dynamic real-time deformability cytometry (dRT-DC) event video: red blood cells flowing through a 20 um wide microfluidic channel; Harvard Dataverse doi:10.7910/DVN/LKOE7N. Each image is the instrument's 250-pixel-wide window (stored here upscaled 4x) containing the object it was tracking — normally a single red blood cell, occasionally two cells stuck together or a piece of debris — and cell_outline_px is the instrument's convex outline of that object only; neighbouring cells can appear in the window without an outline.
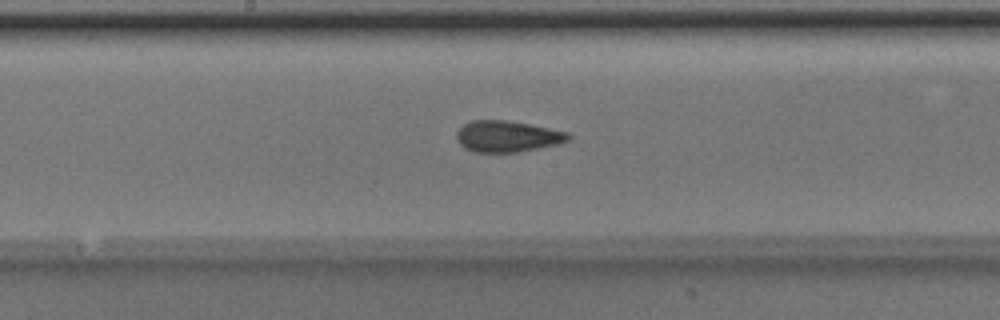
{"species": "Egyptian fruit bat (a non-hibernating species)", "species_latin": "Rousettus aegyptiacus", "temperature_condition": "room temperature", "stored_images_in_passage": 34, "camera_frame_rate_fps": 3000, "um_per_image_px": 0.085, "animal": {"sex": "male"}, "frame": {"image": 1, "passage_image": 16, "time_ms": 5.0, "image_size_px": [1000, 320], "cell_outline_px": [[572, 136], [568, 140], [560, 144], [516, 152], [476, 152], [464, 148], [456, 140], [456, 132], [464, 124], [472, 120], [504, 120], [528, 124], [568, 132]], "centroid_in_image_um": [43.11, 11.59], "position_along_channel_um": 205.1, "area_um2": 20.29}}
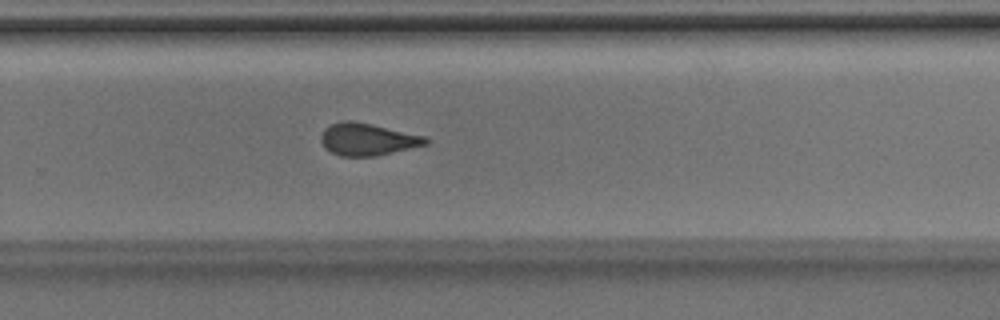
{"frame": {"image": 2, "passage_image": 23, "time_ms": 7.333, "image_size_px": [1000, 320], "cell_outline_px": [[428, 144], [376, 156], [340, 156], [324, 148], [320, 140], [320, 136], [324, 128], [332, 124], [344, 120], [348, 120], [428, 136]], "centroid_in_image_um": [31.23, 11.85], "position_along_channel_um": 298.6, "area_um2": 19.54}}
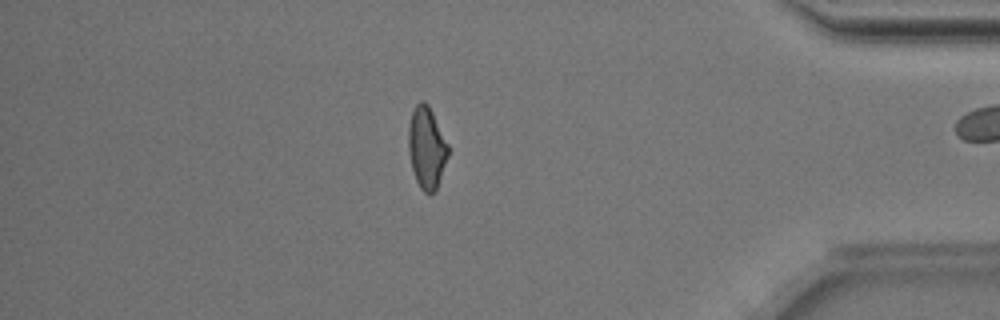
{"frame": {"image": 3, "passage_image": 33, "time_ms": 10.667, "image_size_px": [1000, 320], "cell_outline_px": [[448, 156], [436, 192], [428, 196], [420, 188], [416, 180], [412, 168], [408, 152], [408, 124], [412, 112], [416, 104], [420, 100], [424, 100], [428, 104], [448, 144]], "centroid_in_image_um": [36.25, 12.58], "position_along_channel_um": 398.9, "area_um2": 19.13}}